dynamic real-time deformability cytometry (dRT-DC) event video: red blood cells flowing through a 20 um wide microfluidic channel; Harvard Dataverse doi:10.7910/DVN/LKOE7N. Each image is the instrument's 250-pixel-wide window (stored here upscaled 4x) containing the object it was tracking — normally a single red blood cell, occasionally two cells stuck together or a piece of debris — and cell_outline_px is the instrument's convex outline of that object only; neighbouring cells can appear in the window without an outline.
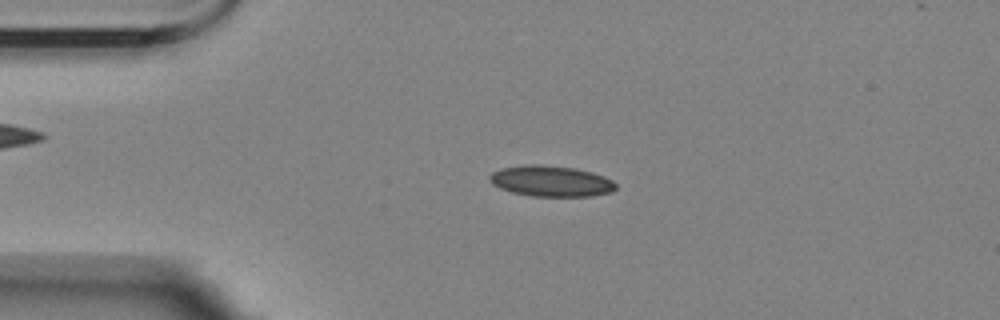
{"species": "Egyptian fruit bat (a non-hibernating species)", "species_latin": "Rousettus aegyptiacus", "temperature_condition": "room temperature", "stored_images_in_passage": 56, "camera_frame_rate_fps": 3000, "um_per_image_px": 0.085, "animal": {"sex": "female"}, "frame": {"image": 1, "passage_image": 12, "time_ms": 3.667, "image_size_px": [1000, 320], "cell_outline_px": [[616, 188], [612, 192], [592, 196], [532, 196], [512, 192], [500, 188], [492, 184], [488, 180], [488, 176], [492, 172], [500, 168], [528, 164], [540, 164], [576, 168], [592, 172], [604, 176], [612, 180], [616, 184]], "centroid_in_image_um": [46.82, 15.39], "position_along_channel_um": 38.2, "area_um2": 22.89}}
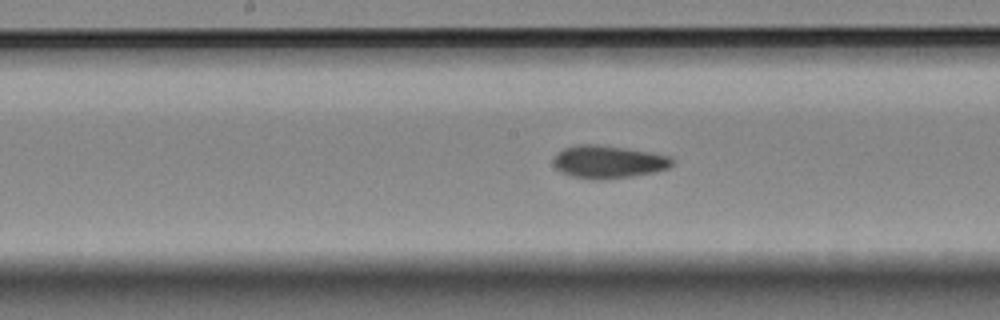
{"frame": {"image": 2, "passage_image": 28, "time_ms": 9.0, "image_size_px": [1000, 320], "cell_outline_px": [[676, 160], [668, 168], [652, 172], [632, 176], [604, 180], [572, 176], [560, 172], [556, 168], [552, 160], [556, 152], [564, 148], [576, 144], [596, 144], [628, 148], [652, 152], [668, 156]], "centroid_in_image_um": [51.68, 13.74], "position_along_channel_um": 196.5, "area_um2": 22.83}}
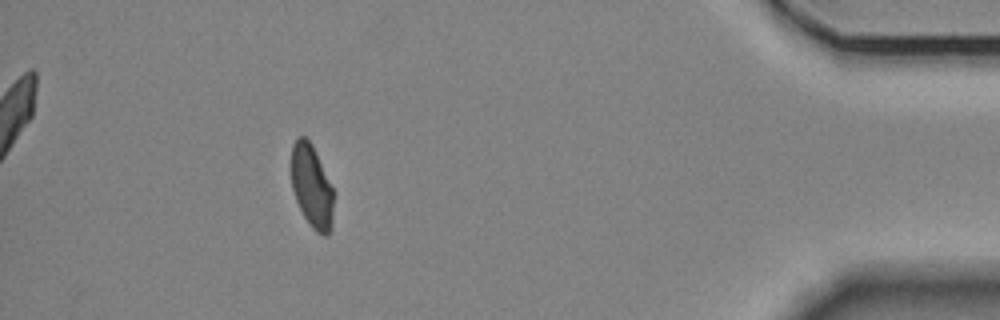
{"frame": {"image": 3, "passage_image": 51, "time_ms": 16.667, "image_size_px": [1000, 320], "cell_outline_px": [[332, 228], [328, 236], [324, 236], [316, 232], [312, 228], [304, 216], [296, 200], [292, 188], [292, 144], [296, 136], [304, 136], [312, 144], [332, 188]], "centroid_in_image_um": [26.48, 15.85], "position_along_channel_um": 408.7, "area_um2": 20.17}, "authors_computed_cell_mechanics": {"area_um2": 21.8484, "velocity_mm_per_s": 3.4707, "shape_relaxation_time_tau1_ms": 8.9872, "shape_relaxation_time_tau2_ms": 2.6419, "deformation_change_tau1": 0.1617, "deformation_change_tau2": 0.0748}}